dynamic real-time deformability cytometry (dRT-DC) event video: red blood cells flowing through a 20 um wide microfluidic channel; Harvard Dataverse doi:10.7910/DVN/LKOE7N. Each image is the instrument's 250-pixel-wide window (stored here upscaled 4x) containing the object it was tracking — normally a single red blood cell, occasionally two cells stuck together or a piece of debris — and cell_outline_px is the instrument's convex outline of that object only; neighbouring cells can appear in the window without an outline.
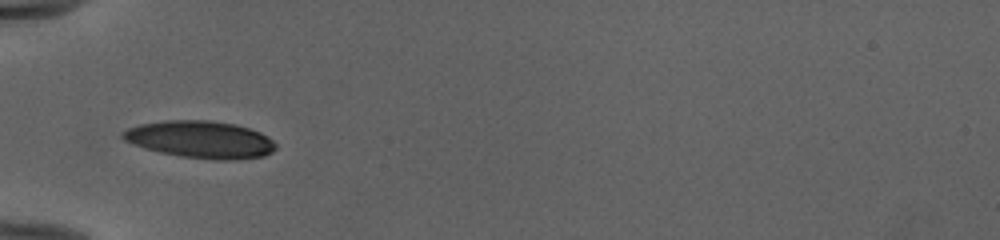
{"species": "human", "species_latin": "Homo sapiens", "temperature_condition": "cold", "stored_images_in_passage": 34, "camera_frame_rate_fps": 3000, "um_per_image_px": 0.085, "donor": {"sex": "female"}, "frame": {"image": 1, "passage_image": 1, "time_ms": 0.0, "image_size_px": [1000, 240], "cell_outline_px": [[276, 148], [272, 152], [264, 156], [236, 160], [216, 160], [180, 156], [160, 152], [144, 148], [124, 140], [120, 136], [120, 132], [128, 128], [140, 124], [164, 120], [208, 120], [236, 124], [260, 132], [268, 136], [276, 144]], "centroid_in_image_um": [17.04, 11.86], "position_along_channel_um": 68.0, "area_um2": 33.35}}
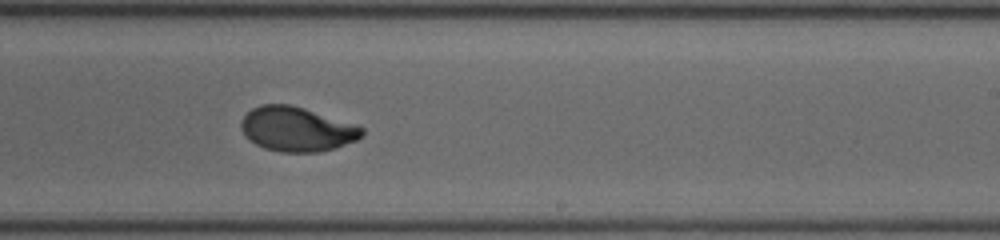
{"frame": {"image": 2, "passage_image": 16, "time_ms": 5.0, "image_size_px": [1000, 240], "cell_outline_px": [[364, 132], [356, 140], [336, 148], [320, 152], [280, 152], [264, 148], [248, 140], [244, 136], [240, 128], [240, 120], [252, 108], [260, 104], [288, 104], [304, 108], [356, 124], [364, 128]], "centroid_in_image_um": [25.2, 10.98], "position_along_channel_um": 263.8, "area_um2": 31.56}}
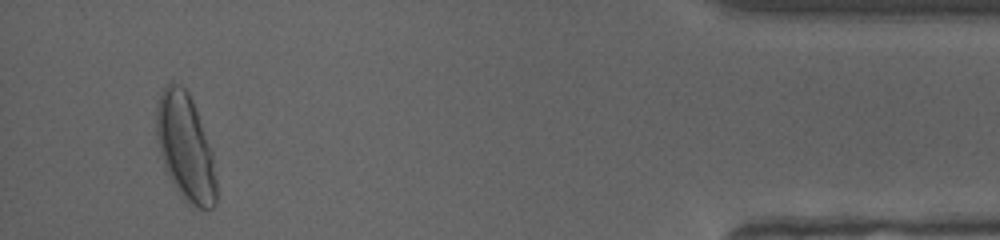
{"frame": {"image": 3, "passage_image": 32, "time_ms": 10.333, "image_size_px": [1000, 240], "cell_outline_px": [[216, 204], [212, 208], [196, 208], [180, 192], [164, 168], [156, 140], [156, 108], [160, 96], [164, 88], [172, 80], [180, 84], [188, 92], [192, 100], [212, 152], [216, 180]], "centroid_in_image_um": [15.75, 12.48], "position_along_channel_um": 419.5, "area_um2": 36.76}, "authors_computed_cell_mechanics": {"area_um2": 32.2524, "velocity_mm_per_s": 3.9959, "shape_relaxation_time_tau1_ms": 4.5363, "shape_relaxation_time_tau2_ms": null, "deformation_change_tau1": 0.2064, "deformation_change_tau2": null}}